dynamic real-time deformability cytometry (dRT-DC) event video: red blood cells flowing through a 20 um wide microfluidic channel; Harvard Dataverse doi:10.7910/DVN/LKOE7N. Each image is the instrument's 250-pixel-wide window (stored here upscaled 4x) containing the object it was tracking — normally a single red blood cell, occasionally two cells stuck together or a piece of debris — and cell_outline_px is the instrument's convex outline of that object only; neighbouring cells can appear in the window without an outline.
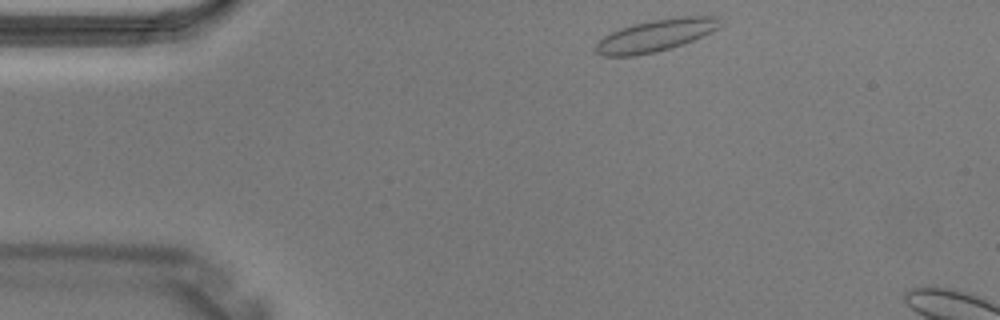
{"species": "Egyptian fruit bat (a non-hibernating species)", "species_latin": "Rousettus aegyptiacus", "temperature_condition": "warm", "stored_images_in_passage": 2, "camera_frame_rate_fps": 3000, "um_per_image_px": 0.085, "animal": {"sex": "male"}, "frame": {"image": 1, "passage_image": 2, "time_ms": 0.333, "image_size_px": [1000, 320], "cell_outline_px": [[724, 24], [692, 40], [656, 52], [632, 56], [600, 56], [596, 52], [596, 44], [604, 36], [620, 28], [632, 24], [652, 20], [680, 16], [712, 16]], "centroid_in_image_um": [55.67, 3.01], "position_along_channel_um": 29.3, "area_um2": 22.72}}